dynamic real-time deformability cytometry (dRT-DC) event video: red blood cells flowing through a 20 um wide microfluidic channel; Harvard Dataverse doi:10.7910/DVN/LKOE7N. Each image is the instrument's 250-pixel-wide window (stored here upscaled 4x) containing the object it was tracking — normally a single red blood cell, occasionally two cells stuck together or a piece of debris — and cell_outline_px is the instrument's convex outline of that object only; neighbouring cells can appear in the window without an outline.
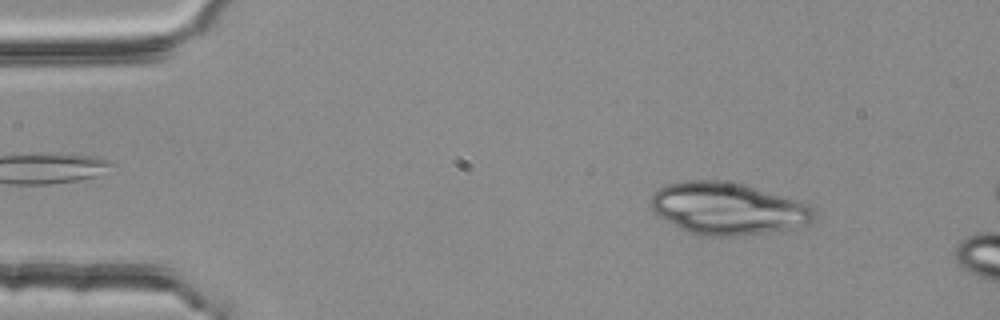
{"species": "common noctule bat (a hibernating species)", "species_latin": "Nyctalus noctula", "temperature_condition": "room temperature", "stored_images_in_passage": 53, "camera_frame_rate_fps": 3000, "um_per_image_px": 0.085, "animal": {"sex": "female", "body_mass_g": 25.1}, "frame": {"image": 1, "passage_image": 6, "time_ms": 1.667, "image_size_px": [1000, 320], "cell_outline_px": [[816, 216], [808, 224], [792, 228], [736, 236], [700, 236], [688, 232], [680, 228], [660, 216], [648, 204], [648, 200], [652, 192], [668, 184], [684, 180], [720, 180], [740, 184], [808, 204], [816, 212]], "centroid_in_image_um": [61.79, 17.73], "position_along_channel_um": 23.2, "area_um2": 49.07}}
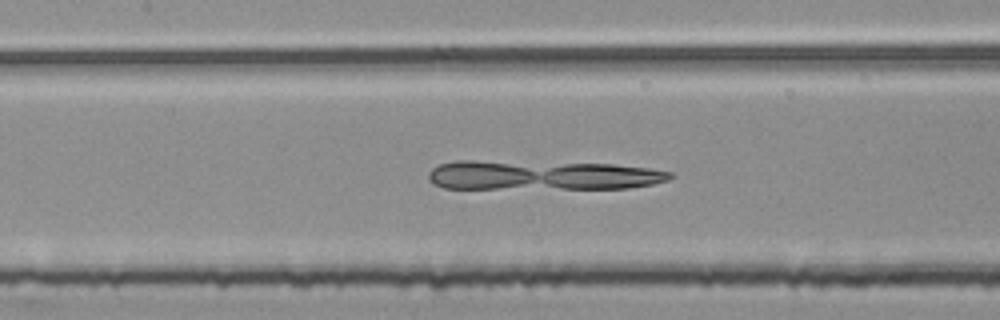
{"frame": {"image": 2, "passage_image": 23, "time_ms": 7.333, "image_size_px": [1000, 320], "cell_outline_px": [[676, 176], [668, 180], [652, 184], [628, 188], [444, 188], [432, 184], [428, 180], [428, 172], [432, 168], [440, 164], [456, 160], [472, 160], [612, 164], [648, 168], [672, 172]], "centroid_in_image_um": [46.05, 14.89], "position_along_channel_um": 161.3, "area_um2": 41.62}}
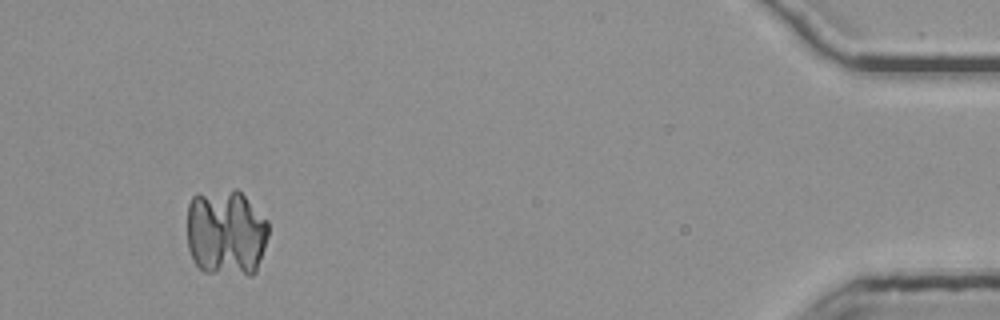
{"frame": {"image": 3, "passage_image": 49, "time_ms": 16.0, "image_size_px": [1000, 320], "cell_outline_px": [[268, 236], [256, 272], [252, 276], [248, 276], [204, 272], [192, 260], [188, 248], [188, 204], [192, 196], [236, 188], [268, 220]], "centroid_in_image_um": [19.22, 19.82], "position_along_channel_um": 416.0, "area_um2": 41.44}}